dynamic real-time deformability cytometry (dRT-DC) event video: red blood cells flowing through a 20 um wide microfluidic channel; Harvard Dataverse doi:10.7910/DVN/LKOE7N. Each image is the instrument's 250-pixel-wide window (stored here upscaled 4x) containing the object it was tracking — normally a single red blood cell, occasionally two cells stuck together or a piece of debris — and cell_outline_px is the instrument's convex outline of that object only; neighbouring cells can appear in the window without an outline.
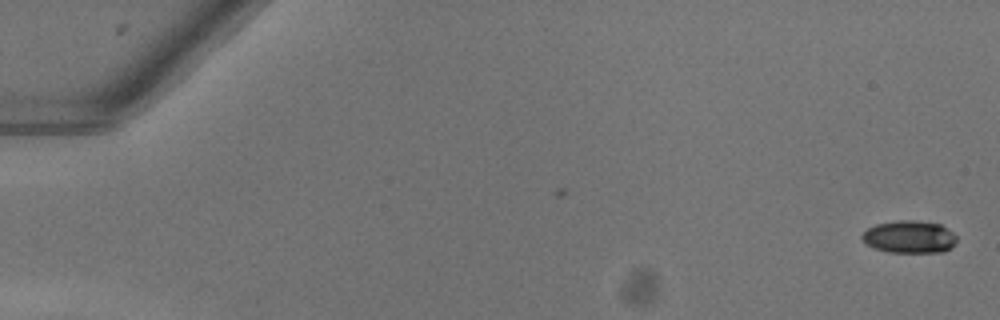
{"species": "common noctule bat (a hibernating species)", "species_latin": "Nyctalus noctula", "temperature_condition": "warm", "stored_images_in_passage": 52, "camera_frame_rate_fps": 3000, "um_per_image_px": 0.085, "animal": {"sex": "female"}, "frame": {"image": 1, "passage_image": 1, "time_ms": 0.0, "image_size_px": [1000, 320], "cell_outline_px": [[956, 244], [944, 252], [888, 252], [872, 248], [864, 244], [860, 236], [868, 228], [876, 224], [900, 220], [916, 220], [940, 224], [952, 232], [956, 236]], "centroid_in_image_um": [77.27, 20.14], "position_along_channel_um": 7.7, "area_um2": 18.09}}
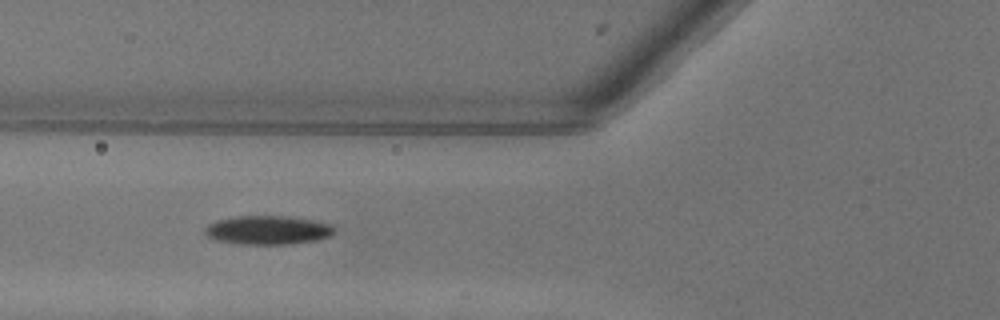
{"frame": {"image": 2, "passage_image": 21, "time_ms": 6.667, "image_size_px": [1000, 320], "cell_outline_px": [[332, 232], [328, 236], [316, 240], [288, 244], [240, 244], [216, 240], [208, 236], [204, 232], [204, 228], [208, 224], [216, 220], [236, 216], [284, 216], [312, 220], [328, 224], [332, 228]], "centroid_in_image_um": [22.67, 19.55], "position_along_channel_um": 103.1, "area_um2": 21.39}}
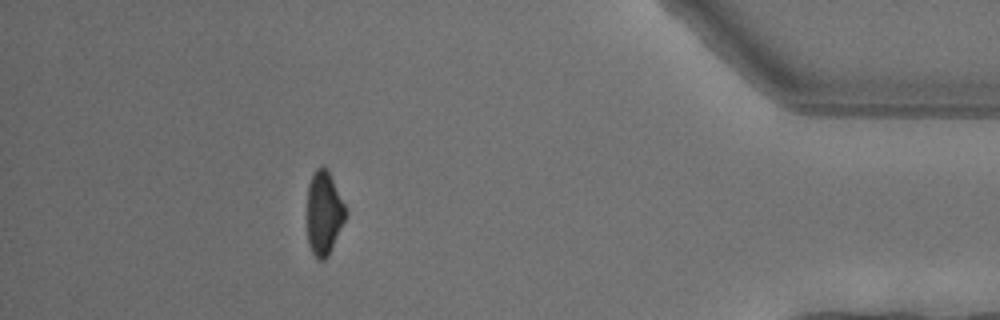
{"frame": {"image": 3, "passage_image": 47, "time_ms": 15.333, "image_size_px": [1000, 320], "cell_outline_px": [[344, 220], [332, 248], [328, 256], [324, 260], [320, 260], [312, 252], [308, 244], [308, 184], [316, 168], [328, 168], [344, 204]], "centroid_in_image_um": [27.52, 18.11], "position_along_channel_um": 407.7, "area_um2": 18.26}, "authors_computed_cell_mechanics": {"area_um2": 20.3456, "velocity_mm_per_s": 4.0645, "shape_relaxation_time_tau1_ms": 4.0932, "shape_relaxation_time_tau2_ms": null, "deformation_change_tau1": 0.1387, "deformation_change_tau2": null}}